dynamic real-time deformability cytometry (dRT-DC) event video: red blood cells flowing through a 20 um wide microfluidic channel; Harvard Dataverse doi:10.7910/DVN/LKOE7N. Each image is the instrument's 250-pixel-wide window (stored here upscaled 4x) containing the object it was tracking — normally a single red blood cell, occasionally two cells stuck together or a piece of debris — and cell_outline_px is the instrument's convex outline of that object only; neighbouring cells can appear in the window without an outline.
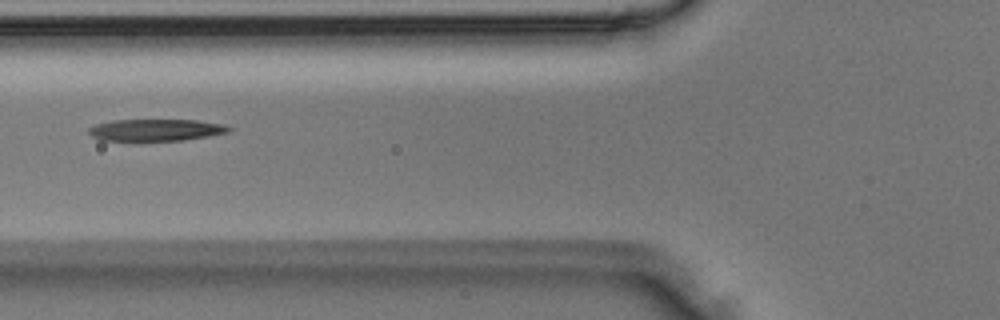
{"species": "Egyptian fruit bat (a non-hibernating species)", "species_latin": "Rousettus aegyptiacus", "temperature_condition": "room temperature", "stored_images_in_passage": 5, "camera_frame_rate_fps": 3000, "um_per_image_px": 0.085, "animal": {"sex": "male"}, "frame": {"image": 1, "passage_image": 4, "time_ms": 1.0, "image_size_px": [1000, 320], "cell_outline_px": [[232, 132], [184, 140], [136, 144], [100, 140], [92, 136], [88, 132], [88, 128], [96, 124], [112, 120], [196, 120], [224, 124], [232, 128]], "centroid_in_image_um": [13.19, 11.1], "position_along_channel_um": 112.6, "area_um2": 19.02}}